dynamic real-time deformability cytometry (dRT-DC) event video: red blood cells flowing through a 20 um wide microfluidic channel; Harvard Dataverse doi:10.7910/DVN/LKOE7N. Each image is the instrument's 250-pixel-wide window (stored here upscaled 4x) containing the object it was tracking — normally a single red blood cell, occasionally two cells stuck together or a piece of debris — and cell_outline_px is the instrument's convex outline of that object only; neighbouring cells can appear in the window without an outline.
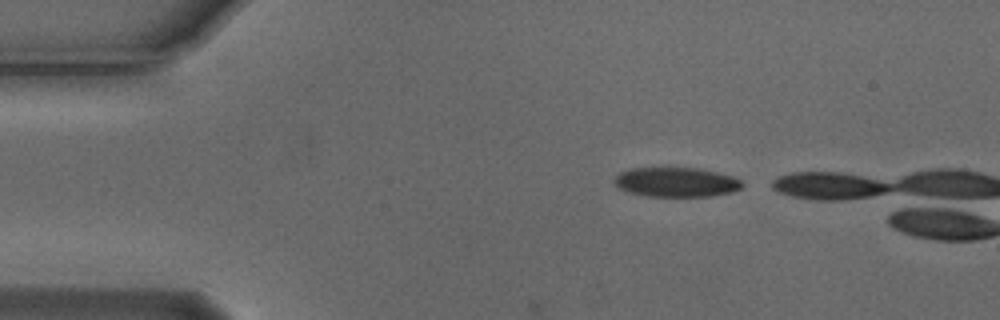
{"species": "Egyptian fruit bat (a non-hibernating species)", "species_latin": "Rousettus aegyptiacus", "temperature_condition": "cold", "stored_images_in_passage": 2, "camera_frame_rate_fps": 3000, "um_per_image_px": 0.085, "animal": {"sex": "male"}, "frame": {"image": 1, "passage_image": 1, "time_ms": 0.0, "image_size_px": [1000, 320], "cell_outline_px": [[744, 184], [740, 188], [732, 192], [712, 196], [648, 196], [632, 192], [620, 188], [612, 180], [620, 172], [628, 168], [700, 168], [732, 176], [740, 180]], "centroid_in_image_um": [57.49, 15.47], "position_along_channel_um": 27.5, "area_um2": 21.85}}